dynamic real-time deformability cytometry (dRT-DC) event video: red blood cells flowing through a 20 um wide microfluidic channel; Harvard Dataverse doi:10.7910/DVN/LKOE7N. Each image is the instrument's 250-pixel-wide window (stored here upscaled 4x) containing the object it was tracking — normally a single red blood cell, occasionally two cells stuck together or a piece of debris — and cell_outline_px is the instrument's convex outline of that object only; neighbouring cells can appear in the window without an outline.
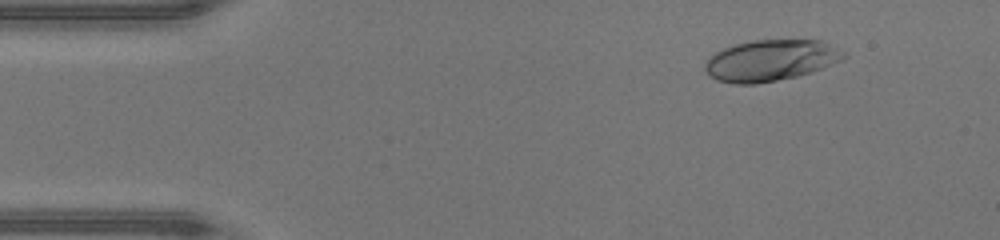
{"species": "human", "species_latin": "Homo sapiens", "temperature_condition": "warm", "stored_images_in_passage": 46, "camera_frame_rate_fps": 3000, "um_per_image_px": 0.085, "donor": {"sex": "male"}, "frame": {"image": 1, "passage_image": 5, "time_ms": 1.333, "image_size_px": [1000, 240], "cell_outline_px": [[848, 56], [840, 60], [812, 72], [796, 76], [756, 84], [732, 84], [716, 80], [708, 76], [704, 68], [704, 64], [716, 52], [724, 48], [736, 44], [752, 40], [820, 40], [848, 52]], "centroid_in_image_um": [65.5, 5.14], "position_along_channel_um": 19.5, "area_um2": 33.29}}
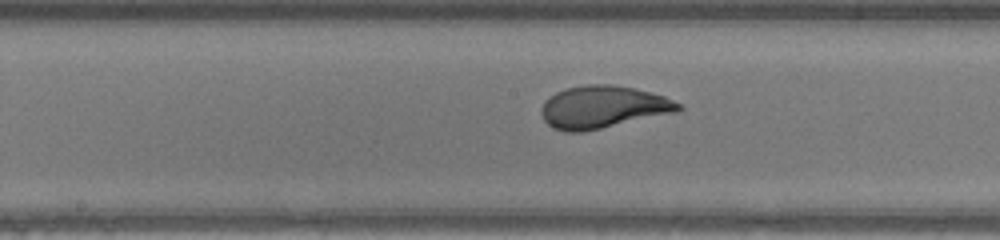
{"frame": {"image": 2, "passage_image": 23, "time_ms": 7.333, "image_size_px": [1000, 240], "cell_outline_px": [[684, 108], [676, 112], [600, 128], [580, 132], [564, 132], [552, 128], [544, 120], [540, 112], [540, 108], [544, 100], [556, 92], [568, 88], [588, 84], [608, 84], [632, 88], [664, 96], [680, 104]], "centroid_in_image_um": [51.2, 9.1], "position_along_channel_um": 197.0, "area_um2": 33.58}}
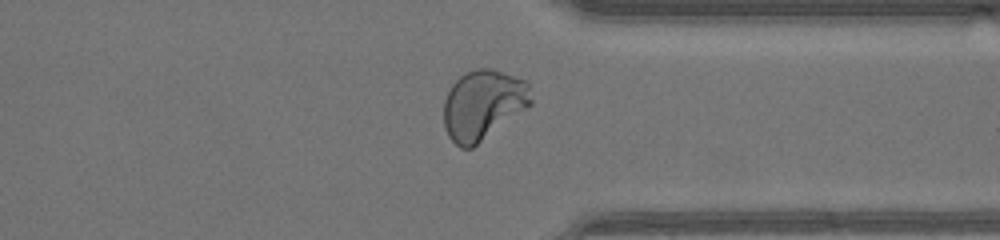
{"frame": {"image": 3, "passage_image": 35, "time_ms": 11.333, "image_size_px": [1000, 240], "cell_outline_px": [[532, 104], [528, 108], [472, 148], [460, 148], [448, 136], [444, 128], [444, 100], [452, 84], [464, 72], [476, 68], [492, 68], [504, 72], [524, 80], [528, 84], [532, 100]], "centroid_in_image_um": [41.06, 8.9], "position_along_channel_um": 370.3, "area_um2": 35.72}, "authors_computed_cell_mechanics": {"area_um2": 33.7552, "velocity_mm_per_s": 4.4046, "shape_relaxation_time_tau1_ms": 3.2528, "shape_relaxation_time_tau2_ms": null, "deformation_change_tau1": 0.2119, "deformation_change_tau2": null}}